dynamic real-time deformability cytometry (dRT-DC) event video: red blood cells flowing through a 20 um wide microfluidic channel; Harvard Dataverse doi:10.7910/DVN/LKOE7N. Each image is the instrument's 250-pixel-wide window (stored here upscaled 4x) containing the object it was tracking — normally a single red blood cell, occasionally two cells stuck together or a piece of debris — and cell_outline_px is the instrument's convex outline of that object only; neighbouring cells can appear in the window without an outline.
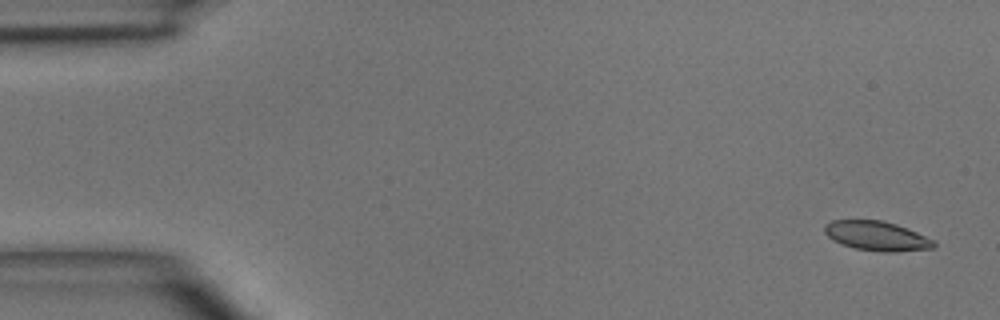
{"species": "common noctule bat (a hibernating species)", "species_latin": "Nyctalus noctula", "temperature_condition": "room temperature", "stored_images_in_passage": 5, "camera_frame_rate_fps": 3000, "um_per_image_px": 0.085, "animal": {"sex": "male", "body_mass_g": 15.6}, "frame": {"image": 1, "passage_image": 1, "time_ms": 0.0, "image_size_px": [1000, 320], "cell_outline_px": [[936, 244], [932, 248], [896, 252], [880, 252], [856, 248], [840, 244], [832, 240], [824, 232], [824, 224], [832, 220], [884, 220], [908, 228], [932, 240]], "centroid_in_image_um": [74.48, 20.05], "position_along_channel_um": 10.5, "area_um2": 18.79}}
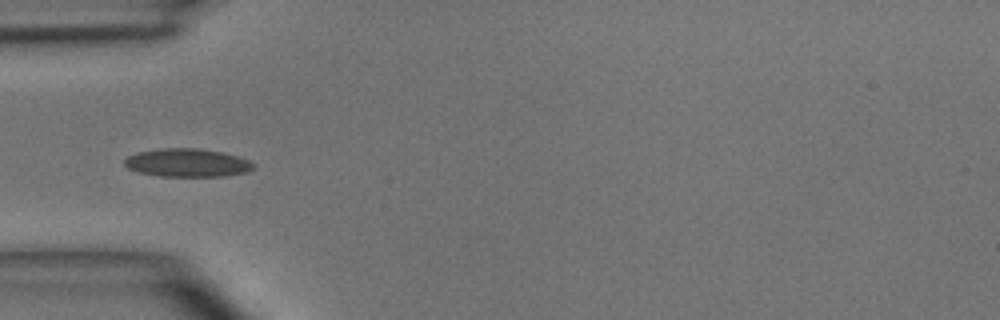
{"frame": {"image": 2, "passage_image": 4, "time_ms": 4.333, "image_size_px": [1000, 320], "cell_outline_px": [[252, 168], [248, 172], [224, 176], [160, 176], [140, 172], [128, 168], [124, 164], [124, 160], [128, 156], [136, 152], [160, 148], [196, 148], [220, 152], [236, 156], [248, 160], [252, 164]], "centroid_in_image_um": [15.87, 13.83], "position_along_channel_um": 69.1, "area_um2": 20.98}}
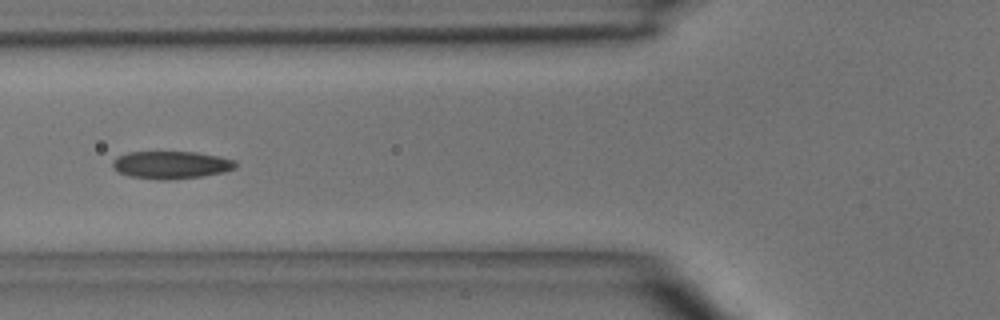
{"frame": {"image": 3, "passage_image": 5, "time_ms": 5.333, "image_size_px": [1000, 320], "cell_outline_px": [[236, 168], [224, 172], [204, 176], [168, 180], [160, 180], [128, 176], [112, 168], [112, 160], [116, 156], [128, 152], [196, 152], [236, 160]], "centroid_in_image_um": [14.52, 14.02], "position_along_channel_um": 111.3, "area_um2": 19.94}}